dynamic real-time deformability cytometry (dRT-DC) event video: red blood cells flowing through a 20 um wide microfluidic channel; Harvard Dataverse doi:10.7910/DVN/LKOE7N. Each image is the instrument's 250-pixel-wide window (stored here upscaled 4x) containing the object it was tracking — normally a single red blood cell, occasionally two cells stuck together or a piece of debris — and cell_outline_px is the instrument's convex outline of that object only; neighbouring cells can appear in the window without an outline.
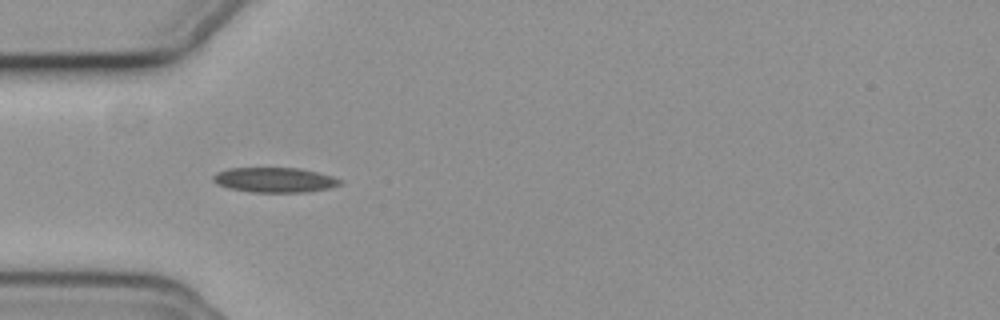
{"species": "common noctule bat (a hibernating species)", "species_latin": "Nyctalus noctula", "temperature_condition": "cold", "stored_images_in_passage": 39, "camera_frame_rate_fps": 3000, "um_per_image_px": 0.085, "animal": {"sex": "female", "body_mass_g": 19.3, "forearm_length_mm": 54.1}, "frame": {"image": 1, "passage_image": 1, "time_ms": 0.0, "image_size_px": [1000, 320], "cell_outline_px": [[340, 184], [328, 188], [304, 192], [252, 192], [228, 188], [216, 184], [212, 180], [212, 176], [216, 172], [228, 168], [300, 168], [332, 176], [340, 180]], "centroid_in_image_um": [23.27, 15.29], "position_along_channel_um": 61.7, "area_um2": 18.32}}
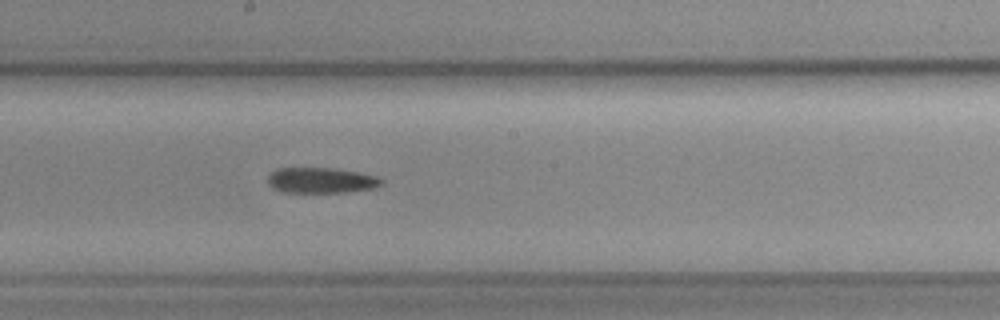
{"frame": {"image": 2, "passage_image": 14, "time_ms": 4.333, "image_size_px": [1000, 320], "cell_outline_px": [[384, 184], [376, 188], [344, 192], [280, 192], [272, 188], [268, 184], [268, 176], [276, 168], [332, 168], [360, 172], [376, 176], [384, 180]], "centroid_in_image_um": [27.31, 15.33], "position_along_channel_um": 220.9, "area_um2": 17.11}}
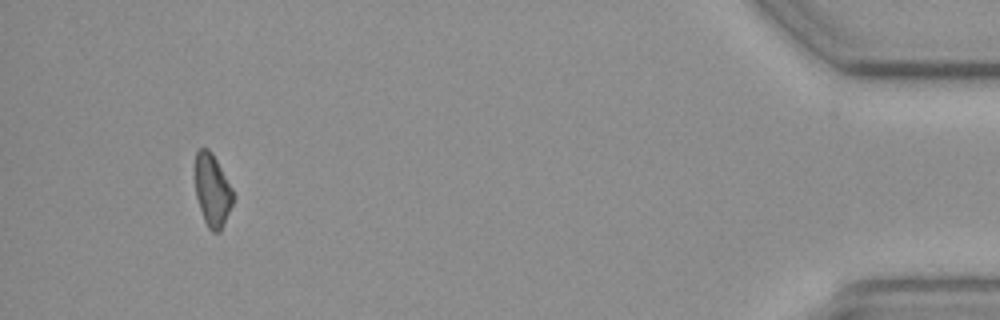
{"frame": {"image": 3, "passage_image": 36, "time_ms": 11.667, "image_size_px": [1000, 320], "cell_outline_px": [[236, 196], [220, 232], [212, 232], [208, 228], [204, 220], [196, 196], [196, 152], [200, 148], [208, 148], [212, 152], [232, 188]], "centroid_in_image_um": [18.07, 16.19], "position_along_channel_um": 417.1, "area_um2": 15.95}}